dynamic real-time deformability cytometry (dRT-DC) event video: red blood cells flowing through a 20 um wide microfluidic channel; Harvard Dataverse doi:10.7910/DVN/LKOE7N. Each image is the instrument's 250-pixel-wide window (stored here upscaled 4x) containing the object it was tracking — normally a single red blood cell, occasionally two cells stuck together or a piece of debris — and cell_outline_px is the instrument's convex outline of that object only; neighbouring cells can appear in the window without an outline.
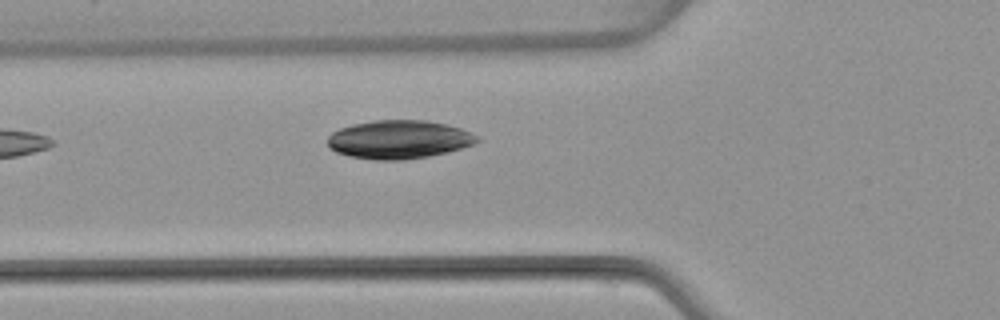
{"species": "common noctule bat (a hibernating species)", "species_latin": "Nyctalus noctula", "temperature_condition": "warm", "stored_images_in_passage": 3, "camera_frame_rate_fps": 3000, "um_per_image_px": 0.085, "animal": {"sex": "female", "body_mass_g": 22.7, "forearm_length_mm": 54.2}, "frame": {"image": 1, "passage_image": 3, "time_ms": 2.333, "image_size_px": [1000, 320], "cell_outline_px": [[480, 140], [472, 144], [448, 152], [428, 156], [404, 160], [376, 160], [348, 156], [336, 152], [328, 148], [328, 136], [332, 132], [340, 128], [352, 124], [376, 120], [424, 120], [444, 124], [460, 128], [480, 136]], "centroid_in_image_um": [33.88, 11.86], "position_along_channel_um": 91.9, "area_um2": 33.52}}